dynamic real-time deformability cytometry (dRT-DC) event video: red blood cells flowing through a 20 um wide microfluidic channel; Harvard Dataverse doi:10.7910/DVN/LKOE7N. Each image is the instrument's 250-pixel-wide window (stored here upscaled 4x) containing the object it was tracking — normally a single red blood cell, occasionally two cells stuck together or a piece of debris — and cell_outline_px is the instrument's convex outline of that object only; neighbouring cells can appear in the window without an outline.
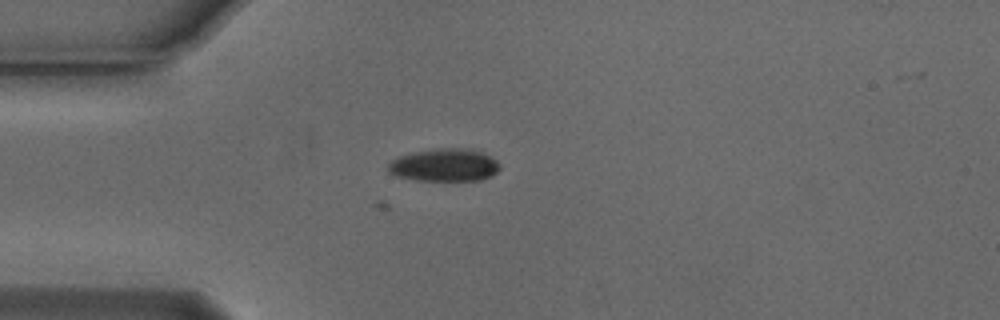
{"species": "Egyptian fruit bat (a non-hibernating species)", "species_latin": "Rousettus aegyptiacus", "temperature_condition": "cold", "stored_images_in_passage": 44, "camera_frame_rate_fps": 3000, "um_per_image_px": 0.085, "animal": {"sex": "male"}, "frame": {"image": 1, "passage_image": 3, "time_ms": 0.667, "image_size_px": [1000, 320], "cell_outline_px": [[500, 168], [492, 176], [480, 180], [416, 180], [396, 176], [388, 172], [388, 164], [392, 160], [400, 156], [416, 152], [440, 148], [460, 148], [480, 152], [496, 160], [500, 164]], "centroid_in_image_um": [37.77, 14.05], "position_along_channel_um": 47.2, "area_um2": 20.98}}
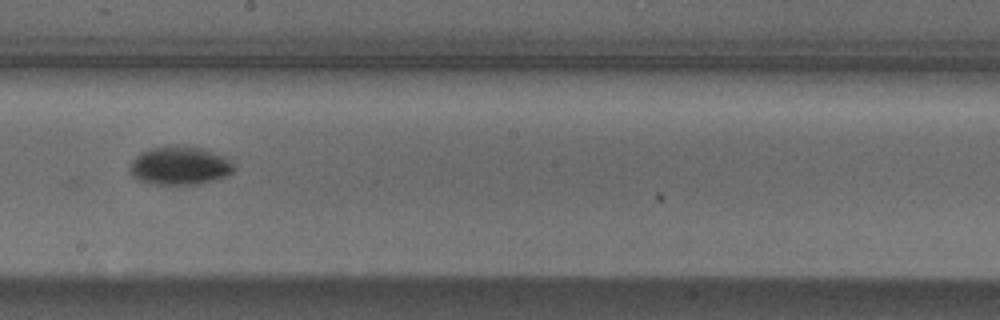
{"frame": {"image": 2, "passage_image": 19, "time_ms": 6.0, "image_size_px": [1000, 320], "cell_outline_px": [[236, 168], [232, 172], [216, 180], [196, 184], [152, 184], [140, 180], [132, 176], [128, 168], [132, 160], [140, 152], [148, 148], [172, 144], [180, 144], [204, 148], [228, 156]], "centroid_in_image_um": [15.29, 14.04], "position_along_channel_um": 232.9, "area_um2": 23.99}}
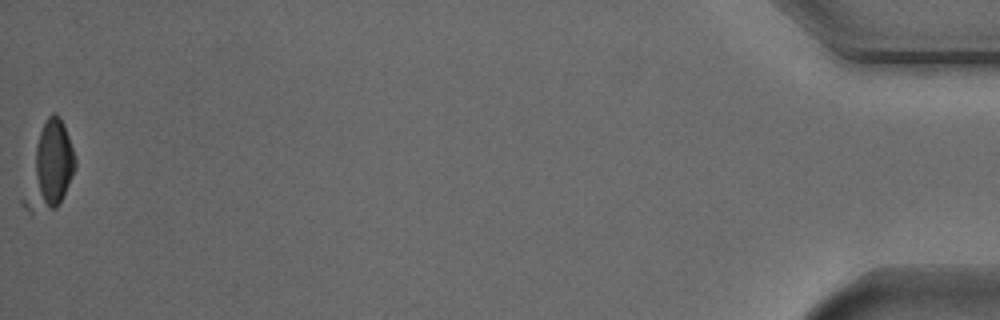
{"frame": {"image": 3, "passage_image": 43, "time_ms": 14.0, "image_size_px": [1000, 320], "cell_outline_px": [[76, 168], [56, 208], [32, 212], [28, 212], [20, 204], [20, 200], [40, 132], [48, 116], [52, 112], [56, 112], [60, 116], [64, 124], [76, 160]], "centroid_in_image_um": [4.18, 14.23], "position_along_channel_um": 431.0, "area_um2": 24.97}}